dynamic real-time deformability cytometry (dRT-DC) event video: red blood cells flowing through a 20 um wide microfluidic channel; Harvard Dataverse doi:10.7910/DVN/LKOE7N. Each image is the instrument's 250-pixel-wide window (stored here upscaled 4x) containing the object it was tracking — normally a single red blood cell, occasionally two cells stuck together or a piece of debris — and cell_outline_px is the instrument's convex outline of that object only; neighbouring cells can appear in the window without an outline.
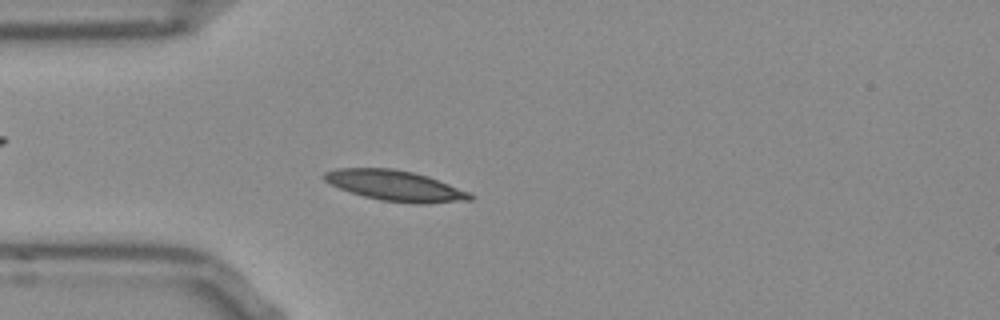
{"species": "Egyptian fruit bat (a non-hibernating species)", "species_latin": "Rousettus aegyptiacus", "temperature_condition": "room temperature", "stored_images_in_passage": 44, "camera_frame_rate_fps": 3000, "um_per_image_px": 0.085, "frame": {"image": 1, "passage_image": 5, "time_ms": 1.333, "image_size_px": [1000, 320], "cell_outline_px": [[476, 196], [472, 200], [424, 204], [412, 204], [380, 200], [364, 196], [340, 188], [324, 180], [320, 176], [324, 172], [336, 168], [392, 168], [412, 172], [428, 176], [468, 192]], "centroid_in_image_um": [33.59, 15.79], "position_along_channel_um": 51.4, "area_um2": 25.95}}
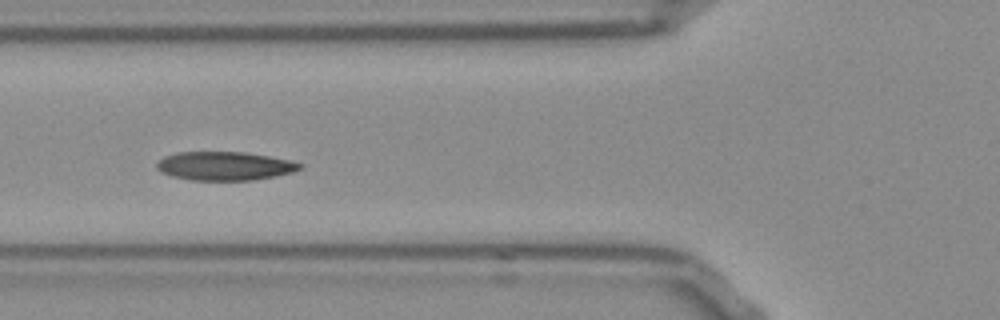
{"frame": {"image": 2, "passage_image": 10, "time_ms": 3.0, "image_size_px": [1000, 320], "cell_outline_px": [[304, 168], [292, 172], [276, 176], [252, 180], [192, 180], [172, 176], [160, 172], [156, 168], [156, 164], [164, 156], [176, 152], [244, 152], [292, 160], [304, 164]], "centroid_in_image_um": [19.12, 14.1], "position_along_channel_um": 106.7, "area_um2": 24.04}}
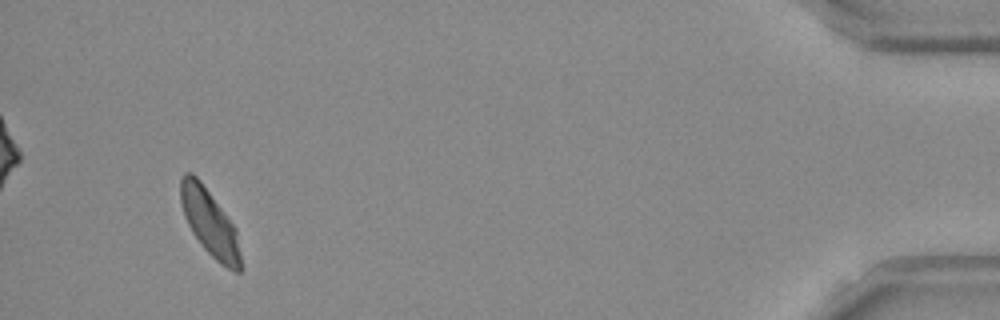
{"frame": {"image": 3, "passage_image": 41, "time_ms": 13.333, "image_size_px": [1000, 320], "cell_outline_px": [[244, 268], [240, 272], [236, 272], [220, 264], [204, 248], [192, 232], [184, 216], [180, 200], [180, 176], [184, 172], [192, 172], [200, 180], [236, 228]], "centroid_in_image_um": [17.84, 18.95], "position_along_channel_um": 417.4, "area_um2": 23.47}, "authors_computed_cell_mechanics": {"area_um2": 24.1026, "velocity_mm_per_s": 3.7484, "shape_relaxation_time_tau1_ms": 3.3024, "shape_relaxation_time_tau2_ms": 3.038, "deformation_change_tau1": 0.0955, "deformation_change_tau2": 0.0759}}